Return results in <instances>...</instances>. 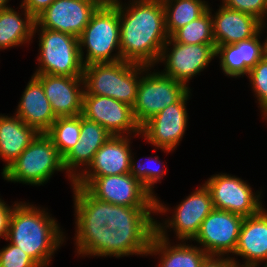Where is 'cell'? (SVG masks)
I'll list each match as a JSON object with an SVG mask.
<instances>
[{
	"instance_id": "obj_1",
	"label": "cell",
	"mask_w": 267,
	"mask_h": 267,
	"mask_svg": "<svg viewBox=\"0 0 267 267\" xmlns=\"http://www.w3.org/2000/svg\"><path fill=\"white\" fill-rule=\"evenodd\" d=\"M123 61L156 67L169 36L162 0L117 1Z\"/></svg>"
},
{
	"instance_id": "obj_2",
	"label": "cell",
	"mask_w": 267,
	"mask_h": 267,
	"mask_svg": "<svg viewBox=\"0 0 267 267\" xmlns=\"http://www.w3.org/2000/svg\"><path fill=\"white\" fill-rule=\"evenodd\" d=\"M30 202L19 201L12 210L6 241L20 247L40 267L50 266L55 252L68 239L57 219ZM67 238V239H66ZM53 256V257H52Z\"/></svg>"
},
{
	"instance_id": "obj_3",
	"label": "cell",
	"mask_w": 267,
	"mask_h": 267,
	"mask_svg": "<svg viewBox=\"0 0 267 267\" xmlns=\"http://www.w3.org/2000/svg\"><path fill=\"white\" fill-rule=\"evenodd\" d=\"M120 36L117 2L102 3L78 38L84 66L122 61Z\"/></svg>"
},
{
	"instance_id": "obj_4",
	"label": "cell",
	"mask_w": 267,
	"mask_h": 267,
	"mask_svg": "<svg viewBox=\"0 0 267 267\" xmlns=\"http://www.w3.org/2000/svg\"><path fill=\"white\" fill-rule=\"evenodd\" d=\"M141 78V64L128 61L84 66V94L107 96L133 107Z\"/></svg>"
},
{
	"instance_id": "obj_5",
	"label": "cell",
	"mask_w": 267,
	"mask_h": 267,
	"mask_svg": "<svg viewBox=\"0 0 267 267\" xmlns=\"http://www.w3.org/2000/svg\"><path fill=\"white\" fill-rule=\"evenodd\" d=\"M200 185L173 209L156 197L155 215L165 216L169 212L173 214H171L172 217L168 216L161 221L156 218V233L160 237L172 241L168 232L173 230L177 241L193 242L200 230L202 221L214 209L210 191L204 183Z\"/></svg>"
},
{
	"instance_id": "obj_6",
	"label": "cell",
	"mask_w": 267,
	"mask_h": 267,
	"mask_svg": "<svg viewBox=\"0 0 267 267\" xmlns=\"http://www.w3.org/2000/svg\"><path fill=\"white\" fill-rule=\"evenodd\" d=\"M58 171H65L63 158L52 140L45 133H39L1 175L7 182L38 187L44 186Z\"/></svg>"
},
{
	"instance_id": "obj_7",
	"label": "cell",
	"mask_w": 267,
	"mask_h": 267,
	"mask_svg": "<svg viewBox=\"0 0 267 267\" xmlns=\"http://www.w3.org/2000/svg\"><path fill=\"white\" fill-rule=\"evenodd\" d=\"M153 235H121L107 225L97 228H75L77 257H147Z\"/></svg>"
},
{
	"instance_id": "obj_8",
	"label": "cell",
	"mask_w": 267,
	"mask_h": 267,
	"mask_svg": "<svg viewBox=\"0 0 267 267\" xmlns=\"http://www.w3.org/2000/svg\"><path fill=\"white\" fill-rule=\"evenodd\" d=\"M39 35L38 67L33 74L83 77L84 64L79 39L67 33L47 28H34Z\"/></svg>"
},
{
	"instance_id": "obj_9",
	"label": "cell",
	"mask_w": 267,
	"mask_h": 267,
	"mask_svg": "<svg viewBox=\"0 0 267 267\" xmlns=\"http://www.w3.org/2000/svg\"><path fill=\"white\" fill-rule=\"evenodd\" d=\"M189 90L183 83L162 74L160 70L141 65L136 102L132 107L136 123L141 127L167 106L178 102Z\"/></svg>"
},
{
	"instance_id": "obj_10",
	"label": "cell",
	"mask_w": 267,
	"mask_h": 267,
	"mask_svg": "<svg viewBox=\"0 0 267 267\" xmlns=\"http://www.w3.org/2000/svg\"><path fill=\"white\" fill-rule=\"evenodd\" d=\"M74 184L84 187L98 200L126 207H155L156 197L130 173L97 178H77Z\"/></svg>"
},
{
	"instance_id": "obj_11",
	"label": "cell",
	"mask_w": 267,
	"mask_h": 267,
	"mask_svg": "<svg viewBox=\"0 0 267 267\" xmlns=\"http://www.w3.org/2000/svg\"><path fill=\"white\" fill-rule=\"evenodd\" d=\"M204 184L210 191L214 209L250 217L264 208L261 200L263 191L252 190L247 180L235 175L213 174Z\"/></svg>"
},
{
	"instance_id": "obj_12",
	"label": "cell",
	"mask_w": 267,
	"mask_h": 267,
	"mask_svg": "<svg viewBox=\"0 0 267 267\" xmlns=\"http://www.w3.org/2000/svg\"><path fill=\"white\" fill-rule=\"evenodd\" d=\"M216 59V45L182 44L171 37L162 48L157 65L164 66L161 73L183 83L187 88L189 81L201 75L212 60Z\"/></svg>"
},
{
	"instance_id": "obj_13",
	"label": "cell",
	"mask_w": 267,
	"mask_h": 267,
	"mask_svg": "<svg viewBox=\"0 0 267 267\" xmlns=\"http://www.w3.org/2000/svg\"><path fill=\"white\" fill-rule=\"evenodd\" d=\"M191 91L140 127V136L155 147L153 151L160 149L169 154L180 145L188 128L187 101L191 98Z\"/></svg>"
},
{
	"instance_id": "obj_14",
	"label": "cell",
	"mask_w": 267,
	"mask_h": 267,
	"mask_svg": "<svg viewBox=\"0 0 267 267\" xmlns=\"http://www.w3.org/2000/svg\"><path fill=\"white\" fill-rule=\"evenodd\" d=\"M243 220L238 214L213 209L193 241L209 256L230 257L236 249Z\"/></svg>"
},
{
	"instance_id": "obj_15",
	"label": "cell",
	"mask_w": 267,
	"mask_h": 267,
	"mask_svg": "<svg viewBox=\"0 0 267 267\" xmlns=\"http://www.w3.org/2000/svg\"><path fill=\"white\" fill-rule=\"evenodd\" d=\"M82 117L103 126L114 136H140L132 107L107 96L83 95Z\"/></svg>"
},
{
	"instance_id": "obj_16",
	"label": "cell",
	"mask_w": 267,
	"mask_h": 267,
	"mask_svg": "<svg viewBox=\"0 0 267 267\" xmlns=\"http://www.w3.org/2000/svg\"><path fill=\"white\" fill-rule=\"evenodd\" d=\"M100 0H54L35 18L34 28H47L79 38Z\"/></svg>"
},
{
	"instance_id": "obj_17",
	"label": "cell",
	"mask_w": 267,
	"mask_h": 267,
	"mask_svg": "<svg viewBox=\"0 0 267 267\" xmlns=\"http://www.w3.org/2000/svg\"><path fill=\"white\" fill-rule=\"evenodd\" d=\"M41 83L55 116L71 117L82 114L83 77L33 74Z\"/></svg>"
},
{
	"instance_id": "obj_18",
	"label": "cell",
	"mask_w": 267,
	"mask_h": 267,
	"mask_svg": "<svg viewBox=\"0 0 267 267\" xmlns=\"http://www.w3.org/2000/svg\"><path fill=\"white\" fill-rule=\"evenodd\" d=\"M267 19L260 21L259 32L247 40L234 44L220 45L216 48V59L218 58L222 73L231 78H240L249 74L263 57V46L261 35L267 28Z\"/></svg>"
},
{
	"instance_id": "obj_19",
	"label": "cell",
	"mask_w": 267,
	"mask_h": 267,
	"mask_svg": "<svg viewBox=\"0 0 267 267\" xmlns=\"http://www.w3.org/2000/svg\"><path fill=\"white\" fill-rule=\"evenodd\" d=\"M238 256L243 258V264L237 261ZM230 258L237 267H254L267 262V209L244 217L236 249Z\"/></svg>"
},
{
	"instance_id": "obj_20",
	"label": "cell",
	"mask_w": 267,
	"mask_h": 267,
	"mask_svg": "<svg viewBox=\"0 0 267 267\" xmlns=\"http://www.w3.org/2000/svg\"><path fill=\"white\" fill-rule=\"evenodd\" d=\"M110 136L111 134L103 126L87 120L81 115L79 141L63 158V167L71 187L92 163L96 152Z\"/></svg>"
},
{
	"instance_id": "obj_21",
	"label": "cell",
	"mask_w": 267,
	"mask_h": 267,
	"mask_svg": "<svg viewBox=\"0 0 267 267\" xmlns=\"http://www.w3.org/2000/svg\"><path fill=\"white\" fill-rule=\"evenodd\" d=\"M133 137L137 138V136L111 135L98 149L92 163L78 178H97L129 173Z\"/></svg>"
},
{
	"instance_id": "obj_22",
	"label": "cell",
	"mask_w": 267,
	"mask_h": 267,
	"mask_svg": "<svg viewBox=\"0 0 267 267\" xmlns=\"http://www.w3.org/2000/svg\"><path fill=\"white\" fill-rule=\"evenodd\" d=\"M212 17L213 38L216 48L220 45L234 44L254 37L259 32L260 20L256 17L218 5ZM213 13V14H212ZM215 14V15H214Z\"/></svg>"
},
{
	"instance_id": "obj_23",
	"label": "cell",
	"mask_w": 267,
	"mask_h": 267,
	"mask_svg": "<svg viewBox=\"0 0 267 267\" xmlns=\"http://www.w3.org/2000/svg\"><path fill=\"white\" fill-rule=\"evenodd\" d=\"M22 93L14 115L38 133H46L57 117L45 95L42 83L32 75Z\"/></svg>"
},
{
	"instance_id": "obj_24",
	"label": "cell",
	"mask_w": 267,
	"mask_h": 267,
	"mask_svg": "<svg viewBox=\"0 0 267 267\" xmlns=\"http://www.w3.org/2000/svg\"><path fill=\"white\" fill-rule=\"evenodd\" d=\"M175 242L176 245L155 232L147 256L159 257L157 267H200L209 256L198 245Z\"/></svg>"
},
{
	"instance_id": "obj_25",
	"label": "cell",
	"mask_w": 267,
	"mask_h": 267,
	"mask_svg": "<svg viewBox=\"0 0 267 267\" xmlns=\"http://www.w3.org/2000/svg\"><path fill=\"white\" fill-rule=\"evenodd\" d=\"M39 133L18 116L0 114V160L5 162L1 174L20 156Z\"/></svg>"
},
{
	"instance_id": "obj_26",
	"label": "cell",
	"mask_w": 267,
	"mask_h": 267,
	"mask_svg": "<svg viewBox=\"0 0 267 267\" xmlns=\"http://www.w3.org/2000/svg\"><path fill=\"white\" fill-rule=\"evenodd\" d=\"M155 207H126L108 202V222L110 229L121 235H154L156 232Z\"/></svg>"
},
{
	"instance_id": "obj_27",
	"label": "cell",
	"mask_w": 267,
	"mask_h": 267,
	"mask_svg": "<svg viewBox=\"0 0 267 267\" xmlns=\"http://www.w3.org/2000/svg\"><path fill=\"white\" fill-rule=\"evenodd\" d=\"M0 9V51L29 45L33 41L35 18L20 4ZM23 15V16H22Z\"/></svg>"
},
{
	"instance_id": "obj_28",
	"label": "cell",
	"mask_w": 267,
	"mask_h": 267,
	"mask_svg": "<svg viewBox=\"0 0 267 267\" xmlns=\"http://www.w3.org/2000/svg\"><path fill=\"white\" fill-rule=\"evenodd\" d=\"M75 228H97L108 222V202L93 197L84 187L73 184Z\"/></svg>"
},
{
	"instance_id": "obj_29",
	"label": "cell",
	"mask_w": 267,
	"mask_h": 267,
	"mask_svg": "<svg viewBox=\"0 0 267 267\" xmlns=\"http://www.w3.org/2000/svg\"><path fill=\"white\" fill-rule=\"evenodd\" d=\"M165 28L170 37L177 29L203 15L209 8L206 0H162Z\"/></svg>"
},
{
	"instance_id": "obj_30",
	"label": "cell",
	"mask_w": 267,
	"mask_h": 267,
	"mask_svg": "<svg viewBox=\"0 0 267 267\" xmlns=\"http://www.w3.org/2000/svg\"><path fill=\"white\" fill-rule=\"evenodd\" d=\"M81 115L58 117L45 133L53 142L59 155L64 158L79 141Z\"/></svg>"
},
{
	"instance_id": "obj_31",
	"label": "cell",
	"mask_w": 267,
	"mask_h": 267,
	"mask_svg": "<svg viewBox=\"0 0 267 267\" xmlns=\"http://www.w3.org/2000/svg\"><path fill=\"white\" fill-rule=\"evenodd\" d=\"M175 42L189 45H215L211 11L208 9L196 20L177 29L171 36Z\"/></svg>"
},
{
	"instance_id": "obj_32",
	"label": "cell",
	"mask_w": 267,
	"mask_h": 267,
	"mask_svg": "<svg viewBox=\"0 0 267 267\" xmlns=\"http://www.w3.org/2000/svg\"><path fill=\"white\" fill-rule=\"evenodd\" d=\"M134 155V153H132L131 155L129 173L135 179L140 181L153 196L157 197V194H155L154 191V187L156 183H161L162 178L165 177L168 170L167 167L157 155L148 157L147 163H142L143 160H140L141 162L139 160H135Z\"/></svg>"
},
{
	"instance_id": "obj_33",
	"label": "cell",
	"mask_w": 267,
	"mask_h": 267,
	"mask_svg": "<svg viewBox=\"0 0 267 267\" xmlns=\"http://www.w3.org/2000/svg\"><path fill=\"white\" fill-rule=\"evenodd\" d=\"M249 84H251V90L254 93V97L258 103L257 106L260 109L261 118L267 120V57L264 56L252 69L249 74ZM267 123V121H266Z\"/></svg>"
},
{
	"instance_id": "obj_34",
	"label": "cell",
	"mask_w": 267,
	"mask_h": 267,
	"mask_svg": "<svg viewBox=\"0 0 267 267\" xmlns=\"http://www.w3.org/2000/svg\"><path fill=\"white\" fill-rule=\"evenodd\" d=\"M0 267H40L27 253L12 243L0 249Z\"/></svg>"
},
{
	"instance_id": "obj_35",
	"label": "cell",
	"mask_w": 267,
	"mask_h": 267,
	"mask_svg": "<svg viewBox=\"0 0 267 267\" xmlns=\"http://www.w3.org/2000/svg\"><path fill=\"white\" fill-rule=\"evenodd\" d=\"M226 8L244 12L262 21L267 19V0H221Z\"/></svg>"
},
{
	"instance_id": "obj_36",
	"label": "cell",
	"mask_w": 267,
	"mask_h": 267,
	"mask_svg": "<svg viewBox=\"0 0 267 267\" xmlns=\"http://www.w3.org/2000/svg\"><path fill=\"white\" fill-rule=\"evenodd\" d=\"M18 202L14 201L12 205H9L0 197V238L7 239L10 216L13 207Z\"/></svg>"
},
{
	"instance_id": "obj_37",
	"label": "cell",
	"mask_w": 267,
	"mask_h": 267,
	"mask_svg": "<svg viewBox=\"0 0 267 267\" xmlns=\"http://www.w3.org/2000/svg\"><path fill=\"white\" fill-rule=\"evenodd\" d=\"M54 0H21V5L36 18L40 13H42Z\"/></svg>"
},
{
	"instance_id": "obj_38",
	"label": "cell",
	"mask_w": 267,
	"mask_h": 267,
	"mask_svg": "<svg viewBox=\"0 0 267 267\" xmlns=\"http://www.w3.org/2000/svg\"><path fill=\"white\" fill-rule=\"evenodd\" d=\"M200 267H237L230 257L208 256Z\"/></svg>"
},
{
	"instance_id": "obj_39",
	"label": "cell",
	"mask_w": 267,
	"mask_h": 267,
	"mask_svg": "<svg viewBox=\"0 0 267 267\" xmlns=\"http://www.w3.org/2000/svg\"><path fill=\"white\" fill-rule=\"evenodd\" d=\"M9 2L10 0H0V9L10 7V5L8 4Z\"/></svg>"
},
{
	"instance_id": "obj_40",
	"label": "cell",
	"mask_w": 267,
	"mask_h": 267,
	"mask_svg": "<svg viewBox=\"0 0 267 267\" xmlns=\"http://www.w3.org/2000/svg\"><path fill=\"white\" fill-rule=\"evenodd\" d=\"M263 46V54L267 57V37L265 38L264 42H262Z\"/></svg>"
},
{
	"instance_id": "obj_41",
	"label": "cell",
	"mask_w": 267,
	"mask_h": 267,
	"mask_svg": "<svg viewBox=\"0 0 267 267\" xmlns=\"http://www.w3.org/2000/svg\"><path fill=\"white\" fill-rule=\"evenodd\" d=\"M102 3H114L120 0H100Z\"/></svg>"
},
{
	"instance_id": "obj_42",
	"label": "cell",
	"mask_w": 267,
	"mask_h": 267,
	"mask_svg": "<svg viewBox=\"0 0 267 267\" xmlns=\"http://www.w3.org/2000/svg\"><path fill=\"white\" fill-rule=\"evenodd\" d=\"M264 263H265V264H264ZM261 264H262L263 267H267V262L260 263V264L254 266V267H260Z\"/></svg>"
}]
</instances>
